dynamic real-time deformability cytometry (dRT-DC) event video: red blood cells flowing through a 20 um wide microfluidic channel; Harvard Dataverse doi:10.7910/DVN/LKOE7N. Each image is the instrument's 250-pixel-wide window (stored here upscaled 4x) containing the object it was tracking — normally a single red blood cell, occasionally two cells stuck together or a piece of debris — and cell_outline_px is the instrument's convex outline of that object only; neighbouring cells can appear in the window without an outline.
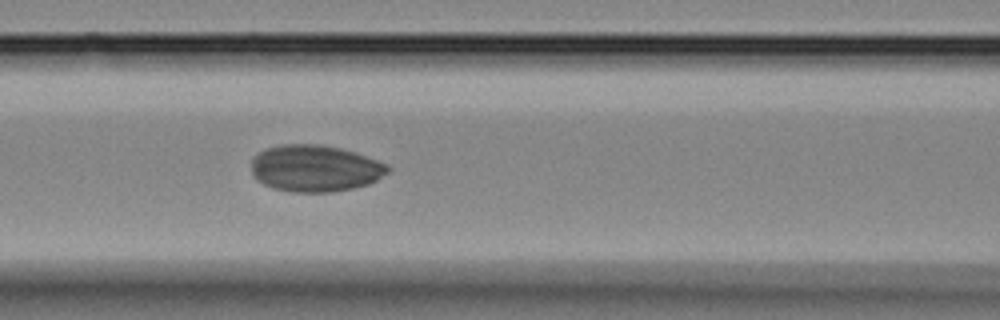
{"species": "Egyptian fruit bat (a non-hibernating species)", "species_latin": "Rousettus aegyptiacus", "temperature_condition": "room temperature", "stored_images_in_passage": 34, "camera_frame_rate_fps": 3000, "um_per_image_px": 0.085, "animal": {"sex": "female"}, "frame": {"image": 1, "passage_image": 14, "time_ms": 4.333, "image_size_px": [1000, 320], "cell_outline_px": [[392, 168], [388, 172], [376, 180], [368, 184], [352, 188], [332, 192], [292, 192], [272, 188], [256, 180], [252, 172], [252, 156], [264, 148], [284, 144], [320, 144], [340, 148], [356, 152], [388, 164]], "centroid_in_image_um": [26.77, 14.3], "position_along_channel_um": 139.8, "area_um2": 37.45}}
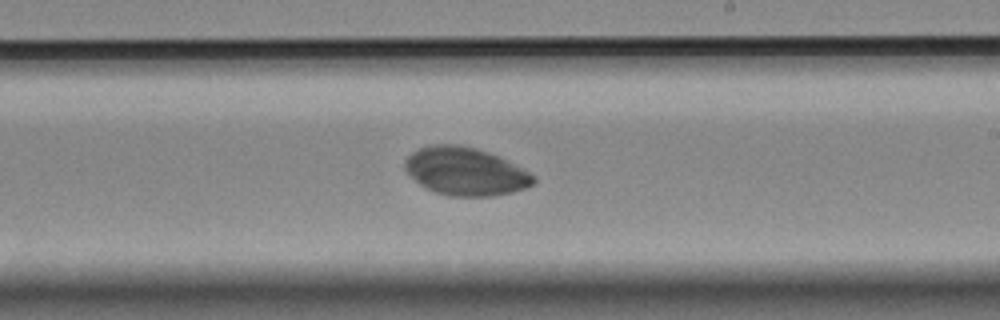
{"frame": {"image": 2, "passage_image": 21, "time_ms": 6.667, "image_size_px": [1000, 320], "cell_outline_px": [[536, 180], [532, 184], [524, 188], [512, 192], [492, 196], [448, 196], [436, 192], [420, 184], [404, 168], [404, 160], [412, 152], [420, 148], [432, 144], [456, 144], [476, 148], [488, 152], [528, 172]], "centroid_in_image_um": [39.51, 14.57], "position_along_channel_um": 249.5, "area_um2": 35.32}}
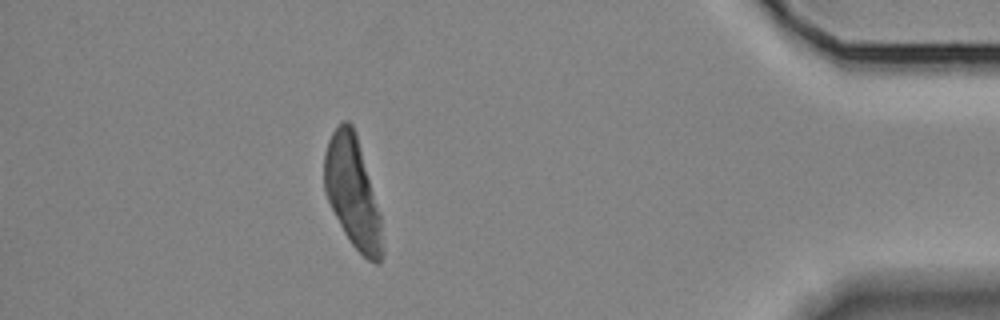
{"frame": {"image": 3, "passage_image": 34, "time_ms": 11.0, "image_size_px": [1000, 320], "cell_outline_px": [[384, 252], [380, 264], [376, 264], [368, 260], [352, 244], [344, 232], [324, 192], [324, 152], [328, 140], [332, 132], [344, 120], [348, 120], [352, 124], [356, 136], [380, 212]], "centroid_in_image_um": [29.98, 16.38], "position_along_channel_um": 405.2, "area_um2": 37.05}}